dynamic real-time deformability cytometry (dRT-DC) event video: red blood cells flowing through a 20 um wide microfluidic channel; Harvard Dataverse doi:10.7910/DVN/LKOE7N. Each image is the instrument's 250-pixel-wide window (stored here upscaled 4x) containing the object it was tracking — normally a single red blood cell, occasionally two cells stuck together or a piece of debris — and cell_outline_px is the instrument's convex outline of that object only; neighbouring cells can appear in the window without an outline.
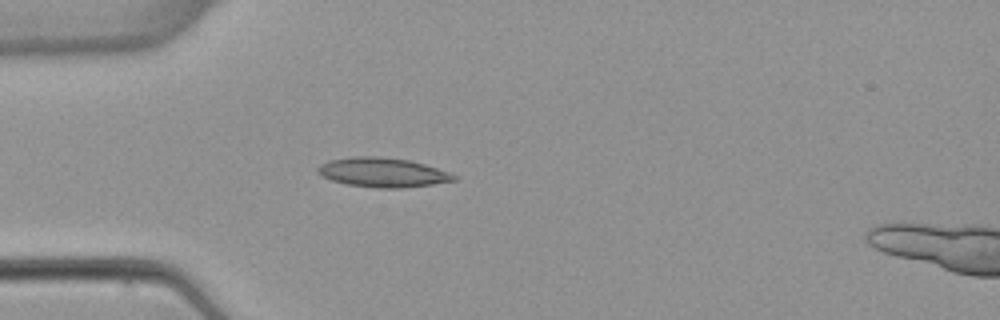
{"species": "common noctule bat (a hibernating species)", "species_latin": "Nyctalus noctula", "temperature_condition": "warm", "stored_images_in_passage": 5, "camera_frame_rate_fps": 3000, "um_per_image_px": 0.085, "animal": {"sex": "female", "body_mass_g": 22.7, "forearm_length_mm": 54.2}, "frame": {"image": 1, "passage_image": 4, "time_ms": 4.667, "image_size_px": [1000, 320], "cell_outline_px": [[456, 180], [432, 184], [404, 188], [376, 188], [348, 184], [332, 180], [316, 172], [316, 168], [320, 164], [328, 160], [352, 156], [380, 156], [408, 160], [424, 164], [448, 172], [456, 176]], "centroid_in_image_um": [32.49, 14.65], "position_along_channel_um": 52.5, "area_um2": 23.24}}